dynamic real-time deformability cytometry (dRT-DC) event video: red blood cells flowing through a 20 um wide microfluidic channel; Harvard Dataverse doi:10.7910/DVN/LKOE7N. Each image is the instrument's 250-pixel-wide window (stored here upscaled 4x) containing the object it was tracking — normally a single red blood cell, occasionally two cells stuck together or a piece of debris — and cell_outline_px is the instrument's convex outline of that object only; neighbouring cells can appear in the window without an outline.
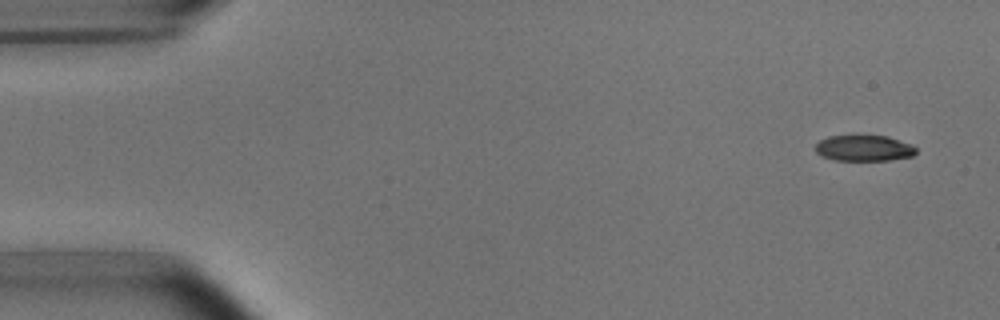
{"species": "common noctule bat (a hibernating species)", "species_latin": "Nyctalus noctula", "temperature_condition": "room temperature", "stored_images_in_passage": 4, "camera_frame_rate_fps": 3000, "um_per_image_px": 0.085, "animal": {"sex": "male", "body_mass_g": 15.6}, "frame": {"image": 1, "passage_image": 1, "time_ms": 0.0, "image_size_px": [1000, 320], "cell_outline_px": [[916, 152], [912, 156], [888, 160], [836, 160], [820, 156], [816, 152], [816, 144], [820, 140], [828, 136], [888, 136], [912, 144], [916, 148]], "centroid_in_image_um": [73.44, 12.59], "position_along_channel_um": 11.6, "area_um2": 15.14}}
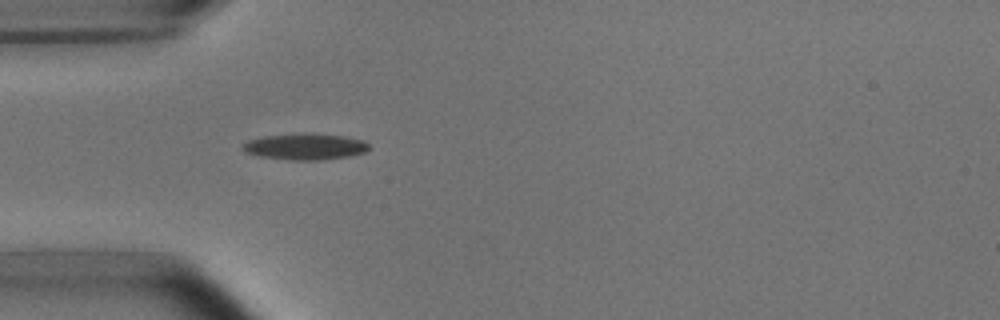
{"frame": {"image": 2, "passage_image": 4, "time_ms": 4.333, "image_size_px": [1000, 320], "cell_outline_px": [[372, 148], [364, 152], [348, 156], [320, 160], [288, 160], [256, 156], [244, 152], [240, 148], [248, 140], [264, 136], [300, 132], [312, 132], [344, 136], [364, 140]], "centroid_in_image_um": [25.91, 12.45], "position_along_channel_um": 59.1, "area_um2": 19.83}}